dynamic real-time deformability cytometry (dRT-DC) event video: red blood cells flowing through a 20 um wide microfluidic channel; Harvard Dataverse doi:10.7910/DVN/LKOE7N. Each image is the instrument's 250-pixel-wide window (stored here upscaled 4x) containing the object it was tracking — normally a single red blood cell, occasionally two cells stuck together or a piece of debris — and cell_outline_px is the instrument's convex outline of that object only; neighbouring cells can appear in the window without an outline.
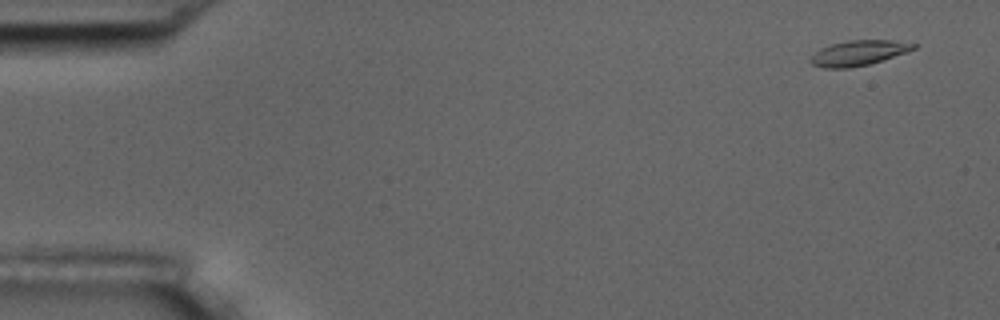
{"species": "common noctule bat (a hibernating species)", "species_latin": "Nyctalus noctula", "temperature_condition": "room temperature", "stored_images_in_passage": 5, "camera_frame_rate_fps": 3000, "um_per_image_px": 0.085, "animal": {"sex": "male", "body_mass_g": 17.5, "forearm_length_mm": 52.3}, "frame": {"image": 1, "passage_image": 1, "time_ms": 0.0, "image_size_px": [1000, 320], "cell_outline_px": [[916, 48], [868, 64], [848, 68], [824, 68], [812, 64], [808, 60], [820, 48], [832, 44], [848, 40], [892, 40], [916, 44]], "centroid_in_image_um": [72.91, 4.5], "position_along_channel_um": 12.1, "area_um2": 14.74}}
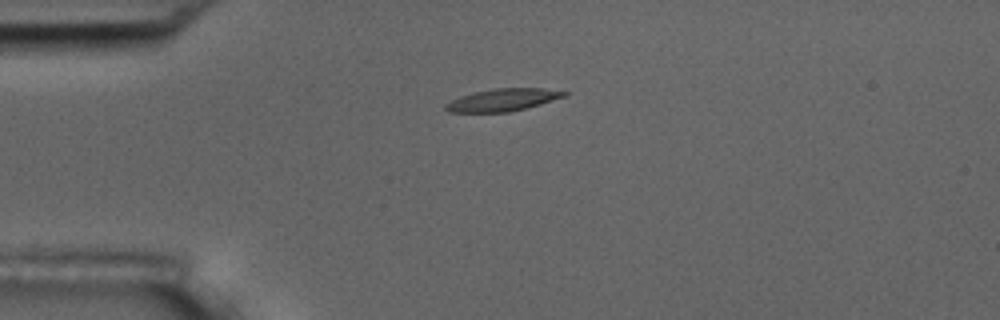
{"frame": {"image": 2, "passage_image": 4, "time_ms": 1.0, "image_size_px": [1000, 320], "cell_outline_px": [[568, 96], [540, 104], [508, 112], [448, 112], [444, 108], [444, 104], [460, 96], [476, 92], [496, 88], [540, 88], [568, 92]], "centroid_in_image_um": [42.73, 8.49], "position_along_channel_um": 42.3, "area_um2": 15.32}}